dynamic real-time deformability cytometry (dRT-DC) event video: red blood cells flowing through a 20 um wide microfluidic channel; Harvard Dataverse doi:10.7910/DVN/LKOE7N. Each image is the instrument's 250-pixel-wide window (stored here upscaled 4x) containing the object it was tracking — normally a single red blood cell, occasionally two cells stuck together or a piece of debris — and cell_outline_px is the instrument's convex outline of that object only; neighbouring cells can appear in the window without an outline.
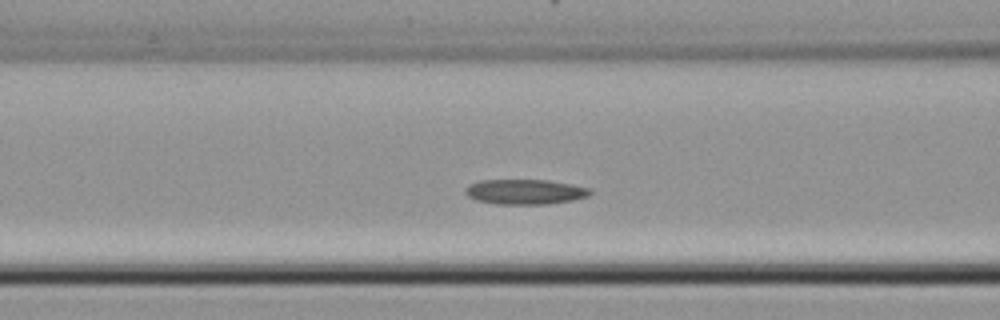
{"species": "common noctule bat (a hibernating species)", "species_latin": "Nyctalus noctula", "temperature_condition": "cold", "stored_images_in_passage": 21, "camera_frame_rate_fps": 3000, "um_per_image_px": 0.085, "animal": {"sex": "female", "body_mass_g": 22.7, "forearm_length_mm": 54.2}, "frame": {"image": 1, "passage_image": 4, "time_ms": 1.0, "image_size_px": [1000, 320], "cell_outline_px": [[584, 192], [576, 196], [556, 200], [492, 200], [476, 196], [472, 192], [472, 188], [480, 184], [552, 184], [576, 188]], "centroid_in_image_um": [44.61, 16.31], "position_along_channel_um": 122.0, "area_um2": 11.1}}